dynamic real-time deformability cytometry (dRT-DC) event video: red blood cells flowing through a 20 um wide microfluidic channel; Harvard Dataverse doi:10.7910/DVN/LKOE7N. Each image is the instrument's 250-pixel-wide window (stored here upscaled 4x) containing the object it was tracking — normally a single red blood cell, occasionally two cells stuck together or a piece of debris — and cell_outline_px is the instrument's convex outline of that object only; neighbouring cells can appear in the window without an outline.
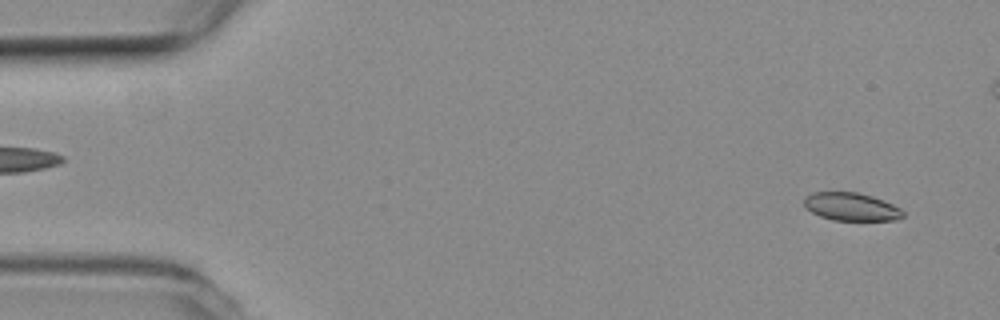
{"species": "common noctule bat (a hibernating species)", "species_latin": "Nyctalus noctula", "temperature_condition": "room temperature", "stored_images_in_passage": 52, "camera_frame_rate_fps": 3000, "um_per_image_px": 0.085, "animal": {"sex": "female", "body_mass_g": 19.3, "forearm_length_mm": 54.1}, "frame": {"image": 1, "passage_image": 3, "time_ms": 0.667, "image_size_px": [1000, 320], "cell_outline_px": [[904, 216], [896, 220], [832, 220], [820, 216], [804, 208], [804, 196], [812, 192], [856, 192], [872, 196], [884, 200], [900, 208], [904, 212]], "centroid_in_image_um": [72.33, 17.57], "position_along_channel_um": 12.7, "area_um2": 16.24}}
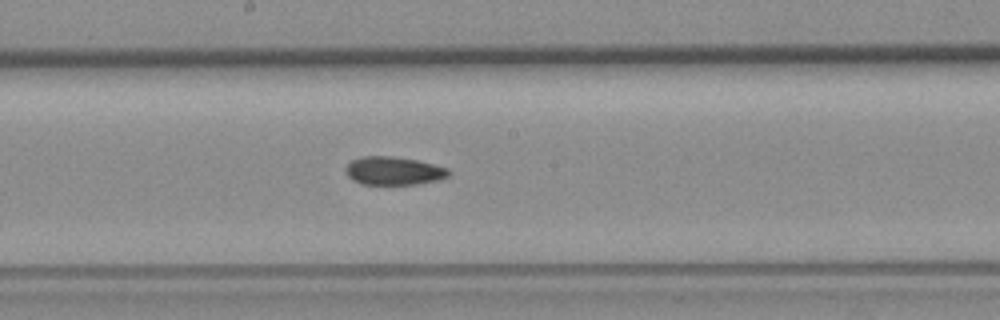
{"frame": {"image": 2, "passage_image": 28, "time_ms": 9.0, "image_size_px": [1000, 320], "cell_outline_px": [[452, 172], [448, 176], [440, 180], [416, 184], [360, 184], [352, 180], [348, 176], [344, 168], [352, 160], [364, 156], [392, 156], [416, 160], [448, 168]], "centroid_in_image_um": [33.46, 14.52], "position_along_channel_um": 214.7, "area_um2": 16.99}}
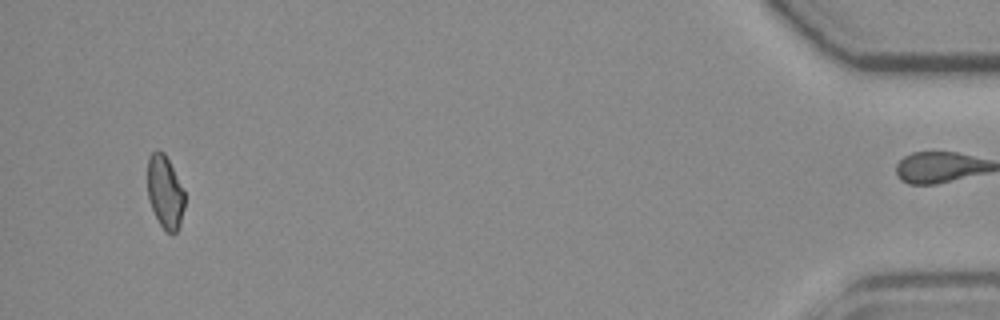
{"frame": {"image": 3, "passage_image": 51, "time_ms": 16.667, "image_size_px": [1000, 320], "cell_outline_px": [[184, 208], [180, 224], [176, 232], [172, 236], [160, 224], [152, 208], [148, 196], [148, 156], [156, 148], [164, 152], [184, 192]], "centroid_in_image_um": [14.02, 16.31], "position_along_channel_um": 421.2, "area_um2": 15.55}, "authors_computed_cell_mechanics": {"area_um2": 17.1666, "velocity_mm_per_s": 3.8245, "shape_relaxation_time_tau1_ms": null, "shape_relaxation_time_tau2_ms": 9.3866, "deformation_change_tau1": null, "deformation_change_tau2": 0.1372}}